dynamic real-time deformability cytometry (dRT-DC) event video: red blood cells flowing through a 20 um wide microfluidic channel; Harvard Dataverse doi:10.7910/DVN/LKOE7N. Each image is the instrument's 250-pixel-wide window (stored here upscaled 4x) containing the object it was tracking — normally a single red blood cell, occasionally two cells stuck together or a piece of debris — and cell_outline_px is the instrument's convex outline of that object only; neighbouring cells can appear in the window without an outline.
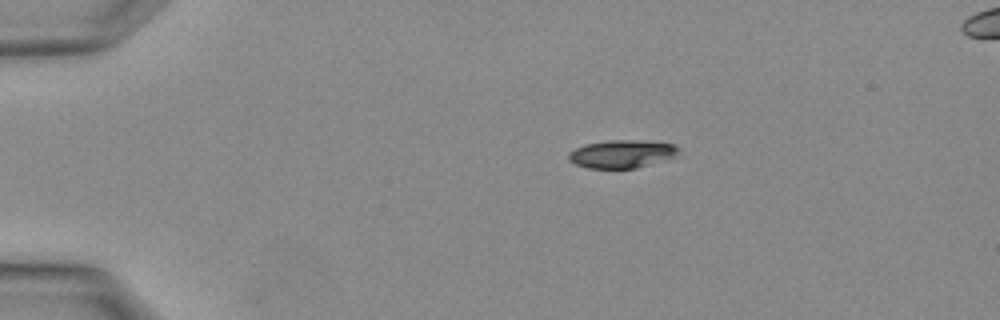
{"species": "Egyptian fruit bat (a non-hibernating species)", "species_latin": "Rousettus aegyptiacus", "temperature_condition": "warm", "stored_images_in_passage": 4, "camera_frame_rate_fps": 3000, "um_per_image_px": 0.085, "animal": {"sex": "female"}, "frame": {"image": 1, "passage_image": 4, "time_ms": 1.0, "image_size_px": [1000, 320], "cell_outline_px": [[680, 148], [676, 156], [664, 160], [636, 168], [588, 168], [576, 164], [568, 160], [568, 152], [584, 144], [608, 140], [632, 140], [672, 144]], "centroid_in_image_um": [52.82, 13.08], "position_along_channel_um": 32.2, "area_um2": 17.8}}